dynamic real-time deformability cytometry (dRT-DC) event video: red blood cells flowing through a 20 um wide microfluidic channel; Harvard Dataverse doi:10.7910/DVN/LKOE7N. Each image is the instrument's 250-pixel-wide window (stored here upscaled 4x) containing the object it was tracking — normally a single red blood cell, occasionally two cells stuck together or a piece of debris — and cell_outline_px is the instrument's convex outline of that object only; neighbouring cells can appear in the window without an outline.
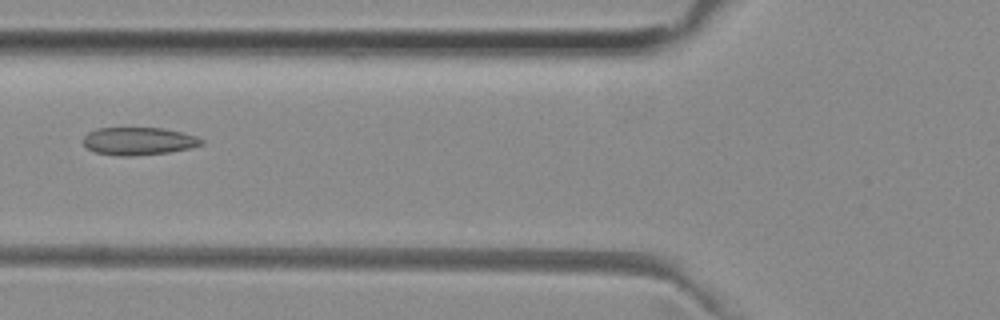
{"species": "common noctule bat (a hibernating species)", "species_latin": "Nyctalus noctula", "temperature_condition": "room temperature", "stored_images_in_passage": 6, "camera_frame_rate_fps": 3000, "um_per_image_px": 0.085, "animal": {"sex": "female", "body_mass_g": 29.2, "forearm_length_mm": 56.3}, "frame": {"image": 1, "passage_image": 5, "time_ms": 1.333, "image_size_px": [1000, 320], "cell_outline_px": [[204, 144], [188, 148], [168, 152], [132, 156], [116, 156], [96, 152], [88, 148], [84, 144], [84, 136], [88, 132], [96, 128], [164, 128], [196, 136], [204, 140]], "centroid_in_image_um": [11.77, 11.99], "position_along_channel_um": 114.0, "area_um2": 19.02}}
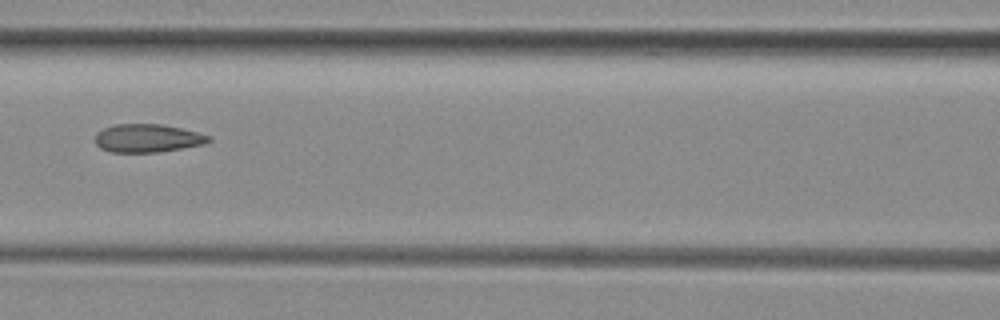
{"frame": {"image": 2, "passage_image": 6, "time_ms": 1.667, "image_size_px": [1000, 320], "cell_outline_px": [[212, 140], [204, 144], [160, 152], [112, 152], [100, 148], [96, 144], [96, 132], [112, 124], [160, 124], [180, 128], [212, 136]], "centroid_in_image_um": [12.54, 11.74], "position_along_channel_um": 154.1, "area_um2": 18.67}}